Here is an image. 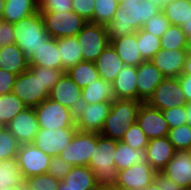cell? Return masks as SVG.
<instances>
[{
	"mask_svg": "<svg viewBox=\"0 0 191 190\" xmlns=\"http://www.w3.org/2000/svg\"><path fill=\"white\" fill-rule=\"evenodd\" d=\"M116 148V140L96 133V147L88 166L95 174L97 185H116L118 181V170L114 162Z\"/></svg>",
	"mask_w": 191,
	"mask_h": 190,
	"instance_id": "cell-1",
	"label": "cell"
},
{
	"mask_svg": "<svg viewBox=\"0 0 191 190\" xmlns=\"http://www.w3.org/2000/svg\"><path fill=\"white\" fill-rule=\"evenodd\" d=\"M15 44L29 60L48 38L40 11L13 23Z\"/></svg>",
	"mask_w": 191,
	"mask_h": 190,
	"instance_id": "cell-2",
	"label": "cell"
},
{
	"mask_svg": "<svg viewBox=\"0 0 191 190\" xmlns=\"http://www.w3.org/2000/svg\"><path fill=\"white\" fill-rule=\"evenodd\" d=\"M141 100L115 99L100 134L121 141L126 129L136 123Z\"/></svg>",
	"mask_w": 191,
	"mask_h": 190,
	"instance_id": "cell-3",
	"label": "cell"
},
{
	"mask_svg": "<svg viewBox=\"0 0 191 190\" xmlns=\"http://www.w3.org/2000/svg\"><path fill=\"white\" fill-rule=\"evenodd\" d=\"M12 93L26 107H36L49 97L50 91L41 81L39 66H28V69L17 75Z\"/></svg>",
	"mask_w": 191,
	"mask_h": 190,
	"instance_id": "cell-4",
	"label": "cell"
},
{
	"mask_svg": "<svg viewBox=\"0 0 191 190\" xmlns=\"http://www.w3.org/2000/svg\"><path fill=\"white\" fill-rule=\"evenodd\" d=\"M45 30L55 39L76 36L88 23L74 11H40Z\"/></svg>",
	"mask_w": 191,
	"mask_h": 190,
	"instance_id": "cell-5",
	"label": "cell"
},
{
	"mask_svg": "<svg viewBox=\"0 0 191 190\" xmlns=\"http://www.w3.org/2000/svg\"><path fill=\"white\" fill-rule=\"evenodd\" d=\"M38 124L43 129L76 127L75 112L49 97L34 107Z\"/></svg>",
	"mask_w": 191,
	"mask_h": 190,
	"instance_id": "cell-6",
	"label": "cell"
},
{
	"mask_svg": "<svg viewBox=\"0 0 191 190\" xmlns=\"http://www.w3.org/2000/svg\"><path fill=\"white\" fill-rule=\"evenodd\" d=\"M83 61L95 62L103 50L110 44L106 27L88 22L76 35Z\"/></svg>",
	"mask_w": 191,
	"mask_h": 190,
	"instance_id": "cell-7",
	"label": "cell"
},
{
	"mask_svg": "<svg viewBox=\"0 0 191 190\" xmlns=\"http://www.w3.org/2000/svg\"><path fill=\"white\" fill-rule=\"evenodd\" d=\"M96 147V133L76 131L70 144L59 154L72 166H88Z\"/></svg>",
	"mask_w": 191,
	"mask_h": 190,
	"instance_id": "cell-8",
	"label": "cell"
},
{
	"mask_svg": "<svg viewBox=\"0 0 191 190\" xmlns=\"http://www.w3.org/2000/svg\"><path fill=\"white\" fill-rule=\"evenodd\" d=\"M146 103L160 111L186 105L185 94L178 78L166 77L154 90Z\"/></svg>",
	"mask_w": 191,
	"mask_h": 190,
	"instance_id": "cell-9",
	"label": "cell"
},
{
	"mask_svg": "<svg viewBox=\"0 0 191 190\" xmlns=\"http://www.w3.org/2000/svg\"><path fill=\"white\" fill-rule=\"evenodd\" d=\"M112 102L81 104L75 112L78 131L100 133L110 112Z\"/></svg>",
	"mask_w": 191,
	"mask_h": 190,
	"instance_id": "cell-10",
	"label": "cell"
},
{
	"mask_svg": "<svg viewBox=\"0 0 191 190\" xmlns=\"http://www.w3.org/2000/svg\"><path fill=\"white\" fill-rule=\"evenodd\" d=\"M76 131V127L60 129L40 128L33 144L44 153L50 156H57L70 144Z\"/></svg>",
	"mask_w": 191,
	"mask_h": 190,
	"instance_id": "cell-11",
	"label": "cell"
},
{
	"mask_svg": "<svg viewBox=\"0 0 191 190\" xmlns=\"http://www.w3.org/2000/svg\"><path fill=\"white\" fill-rule=\"evenodd\" d=\"M17 163L23 178L47 173L51 156L38 149L33 143L21 144Z\"/></svg>",
	"mask_w": 191,
	"mask_h": 190,
	"instance_id": "cell-12",
	"label": "cell"
},
{
	"mask_svg": "<svg viewBox=\"0 0 191 190\" xmlns=\"http://www.w3.org/2000/svg\"><path fill=\"white\" fill-rule=\"evenodd\" d=\"M138 125L149 140L165 137L169 131V125L164 119L162 111L142 102L137 114Z\"/></svg>",
	"mask_w": 191,
	"mask_h": 190,
	"instance_id": "cell-13",
	"label": "cell"
},
{
	"mask_svg": "<svg viewBox=\"0 0 191 190\" xmlns=\"http://www.w3.org/2000/svg\"><path fill=\"white\" fill-rule=\"evenodd\" d=\"M20 144L33 143L40 130L34 108L26 107L6 126Z\"/></svg>",
	"mask_w": 191,
	"mask_h": 190,
	"instance_id": "cell-14",
	"label": "cell"
},
{
	"mask_svg": "<svg viewBox=\"0 0 191 190\" xmlns=\"http://www.w3.org/2000/svg\"><path fill=\"white\" fill-rule=\"evenodd\" d=\"M156 171L147 163L134 164L118 171L117 187H128L134 190H143L154 180Z\"/></svg>",
	"mask_w": 191,
	"mask_h": 190,
	"instance_id": "cell-15",
	"label": "cell"
},
{
	"mask_svg": "<svg viewBox=\"0 0 191 190\" xmlns=\"http://www.w3.org/2000/svg\"><path fill=\"white\" fill-rule=\"evenodd\" d=\"M49 98L76 112L82 104V89L64 73L50 91Z\"/></svg>",
	"mask_w": 191,
	"mask_h": 190,
	"instance_id": "cell-16",
	"label": "cell"
},
{
	"mask_svg": "<svg viewBox=\"0 0 191 190\" xmlns=\"http://www.w3.org/2000/svg\"><path fill=\"white\" fill-rule=\"evenodd\" d=\"M161 172L183 189L191 187V153L189 150L176 151L173 158Z\"/></svg>",
	"mask_w": 191,
	"mask_h": 190,
	"instance_id": "cell-17",
	"label": "cell"
},
{
	"mask_svg": "<svg viewBox=\"0 0 191 190\" xmlns=\"http://www.w3.org/2000/svg\"><path fill=\"white\" fill-rule=\"evenodd\" d=\"M165 78L151 60L143 61L137 67V100L146 102Z\"/></svg>",
	"mask_w": 191,
	"mask_h": 190,
	"instance_id": "cell-18",
	"label": "cell"
},
{
	"mask_svg": "<svg viewBox=\"0 0 191 190\" xmlns=\"http://www.w3.org/2000/svg\"><path fill=\"white\" fill-rule=\"evenodd\" d=\"M186 54L185 49H160L151 59V62L165 77L178 78L182 74Z\"/></svg>",
	"mask_w": 191,
	"mask_h": 190,
	"instance_id": "cell-19",
	"label": "cell"
},
{
	"mask_svg": "<svg viewBox=\"0 0 191 190\" xmlns=\"http://www.w3.org/2000/svg\"><path fill=\"white\" fill-rule=\"evenodd\" d=\"M96 177L89 166H72L70 172L60 180L58 189L62 190H94Z\"/></svg>",
	"mask_w": 191,
	"mask_h": 190,
	"instance_id": "cell-20",
	"label": "cell"
},
{
	"mask_svg": "<svg viewBox=\"0 0 191 190\" xmlns=\"http://www.w3.org/2000/svg\"><path fill=\"white\" fill-rule=\"evenodd\" d=\"M148 163L156 171H161L176 153L168 137L151 139L146 147Z\"/></svg>",
	"mask_w": 191,
	"mask_h": 190,
	"instance_id": "cell-21",
	"label": "cell"
},
{
	"mask_svg": "<svg viewBox=\"0 0 191 190\" xmlns=\"http://www.w3.org/2000/svg\"><path fill=\"white\" fill-rule=\"evenodd\" d=\"M29 66H39L63 71L58 39L48 38L28 60Z\"/></svg>",
	"mask_w": 191,
	"mask_h": 190,
	"instance_id": "cell-22",
	"label": "cell"
},
{
	"mask_svg": "<svg viewBox=\"0 0 191 190\" xmlns=\"http://www.w3.org/2000/svg\"><path fill=\"white\" fill-rule=\"evenodd\" d=\"M137 67L124 65L112 82L116 99L137 100Z\"/></svg>",
	"mask_w": 191,
	"mask_h": 190,
	"instance_id": "cell-23",
	"label": "cell"
},
{
	"mask_svg": "<svg viewBox=\"0 0 191 190\" xmlns=\"http://www.w3.org/2000/svg\"><path fill=\"white\" fill-rule=\"evenodd\" d=\"M110 44L116 50L124 65L138 67L145 61L138 49L137 32L113 39L110 41Z\"/></svg>",
	"mask_w": 191,
	"mask_h": 190,
	"instance_id": "cell-24",
	"label": "cell"
},
{
	"mask_svg": "<svg viewBox=\"0 0 191 190\" xmlns=\"http://www.w3.org/2000/svg\"><path fill=\"white\" fill-rule=\"evenodd\" d=\"M95 65L100 78L112 83L122 70L124 63L113 46L109 44L97 58Z\"/></svg>",
	"mask_w": 191,
	"mask_h": 190,
	"instance_id": "cell-25",
	"label": "cell"
},
{
	"mask_svg": "<svg viewBox=\"0 0 191 190\" xmlns=\"http://www.w3.org/2000/svg\"><path fill=\"white\" fill-rule=\"evenodd\" d=\"M28 59L15 44L0 47V69L19 75L28 69Z\"/></svg>",
	"mask_w": 191,
	"mask_h": 190,
	"instance_id": "cell-26",
	"label": "cell"
},
{
	"mask_svg": "<svg viewBox=\"0 0 191 190\" xmlns=\"http://www.w3.org/2000/svg\"><path fill=\"white\" fill-rule=\"evenodd\" d=\"M116 99L111 82L97 79L82 89V104L112 102Z\"/></svg>",
	"mask_w": 191,
	"mask_h": 190,
	"instance_id": "cell-27",
	"label": "cell"
},
{
	"mask_svg": "<svg viewBox=\"0 0 191 190\" xmlns=\"http://www.w3.org/2000/svg\"><path fill=\"white\" fill-rule=\"evenodd\" d=\"M120 5L131 10L132 27L137 32L154 15L161 11V8L150 0H141L140 2L127 3L120 1Z\"/></svg>",
	"mask_w": 191,
	"mask_h": 190,
	"instance_id": "cell-28",
	"label": "cell"
},
{
	"mask_svg": "<svg viewBox=\"0 0 191 190\" xmlns=\"http://www.w3.org/2000/svg\"><path fill=\"white\" fill-rule=\"evenodd\" d=\"M105 27L110 41L121 36L136 33L132 27L131 10L121 5L114 13L112 20Z\"/></svg>",
	"mask_w": 191,
	"mask_h": 190,
	"instance_id": "cell-29",
	"label": "cell"
},
{
	"mask_svg": "<svg viewBox=\"0 0 191 190\" xmlns=\"http://www.w3.org/2000/svg\"><path fill=\"white\" fill-rule=\"evenodd\" d=\"M114 162L118 171L126 169L134 164L147 163L148 152L146 149L134 150L126 143L117 141Z\"/></svg>",
	"mask_w": 191,
	"mask_h": 190,
	"instance_id": "cell-30",
	"label": "cell"
},
{
	"mask_svg": "<svg viewBox=\"0 0 191 190\" xmlns=\"http://www.w3.org/2000/svg\"><path fill=\"white\" fill-rule=\"evenodd\" d=\"M39 10L32 0H5L2 20L15 23Z\"/></svg>",
	"mask_w": 191,
	"mask_h": 190,
	"instance_id": "cell-31",
	"label": "cell"
},
{
	"mask_svg": "<svg viewBox=\"0 0 191 190\" xmlns=\"http://www.w3.org/2000/svg\"><path fill=\"white\" fill-rule=\"evenodd\" d=\"M58 49L60 51L64 72L83 61L80 45L76 36L59 38Z\"/></svg>",
	"mask_w": 191,
	"mask_h": 190,
	"instance_id": "cell-32",
	"label": "cell"
},
{
	"mask_svg": "<svg viewBox=\"0 0 191 190\" xmlns=\"http://www.w3.org/2000/svg\"><path fill=\"white\" fill-rule=\"evenodd\" d=\"M81 89L100 78L95 62L82 61L65 72Z\"/></svg>",
	"mask_w": 191,
	"mask_h": 190,
	"instance_id": "cell-33",
	"label": "cell"
},
{
	"mask_svg": "<svg viewBox=\"0 0 191 190\" xmlns=\"http://www.w3.org/2000/svg\"><path fill=\"white\" fill-rule=\"evenodd\" d=\"M24 178L17 159L0 161V189L5 187H23Z\"/></svg>",
	"mask_w": 191,
	"mask_h": 190,
	"instance_id": "cell-34",
	"label": "cell"
},
{
	"mask_svg": "<svg viewBox=\"0 0 191 190\" xmlns=\"http://www.w3.org/2000/svg\"><path fill=\"white\" fill-rule=\"evenodd\" d=\"M170 24L181 26L191 13V0H171L161 9Z\"/></svg>",
	"mask_w": 191,
	"mask_h": 190,
	"instance_id": "cell-35",
	"label": "cell"
},
{
	"mask_svg": "<svg viewBox=\"0 0 191 190\" xmlns=\"http://www.w3.org/2000/svg\"><path fill=\"white\" fill-rule=\"evenodd\" d=\"M25 108L23 102L12 92L0 95V125L6 127Z\"/></svg>",
	"mask_w": 191,
	"mask_h": 190,
	"instance_id": "cell-36",
	"label": "cell"
},
{
	"mask_svg": "<svg viewBox=\"0 0 191 190\" xmlns=\"http://www.w3.org/2000/svg\"><path fill=\"white\" fill-rule=\"evenodd\" d=\"M186 42L187 36L181 29V26L172 24L160 37L161 49L164 50L185 49Z\"/></svg>",
	"mask_w": 191,
	"mask_h": 190,
	"instance_id": "cell-37",
	"label": "cell"
},
{
	"mask_svg": "<svg viewBox=\"0 0 191 190\" xmlns=\"http://www.w3.org/2000/svg\"><path fill=\"white\" fill-rule=\"evenodd\" d=\"M137 44L142 58L151 60L161 49L160 38L156 35L144 31L142 28L137 31Z\"/></svg>",
	"mask_w": 191,
	"mask_h": 190,
	"instance_id": "cell-38",
	"label": "cell"
},
{
	"mask_svg": "<svg viewBox=\"0 0 191 190\" xmlns=\"http://www.w3.org/2000/svg\"><path fill=\"white\" fill-rule=\"evenodd\" d=\"M93 23L108 24L120 6L119 0H94Z\"/></svg>",
	"mask_w": 191,
	"mask_h": 190,
	"instance_id": "cell-39",
	"label": "cell"
},
{
	"mask_svg": "<svg viewBox=\"0 0 191 190\" xmlns=\"http://www.w3.org/2000/svg\"><path fill=\"white\" fill-rule=\"evenodd\" d=\"M60 180L48 173L24 179V190H58Z\"/></svg>",
	"mask_w": 191,
	"mask_h": 190,
	"instance_id": "cell-40",
	"label": "cell"
},
{
	"mask_svg": "<svg viewBox=\"0 0 191 190\" xmlns=\"http://www.w3.org/2000/svg\"><path fill=\"white\" fill-rule=\"evenodd\" d=\"M20 145L6 127L0 128V161L16 158Z\"/></svg>",
	"mask_w": 191,
	"mask_h": 190,
	"instance_id": "cell-41",
	"label": "cell"
},
{
	"mask_svg": "<svg viewBox=\"0 0 191 190\" xmlns=\"http://www.w3.org/2000/svg\"><path fill=\"white\" fill-rule=\"evenodd\" d=\"M167 137L177 151L191 148V127L188 124L169 129Z\"/></svg>",
	"mask_w": 191,
	"mask_h": 190,
	"instance_id": "cell-42",
	"label": "cell"
},
{
	"mask_svg": "<svg viewBox=\"0 0 191 190\" xmlns=\"http://www.w3.org/2000/svg\"><path fill=\"white\" fill-rule=\"evenodd\" d=\"M121 141L126 143L134 150H137L146 149L149 139L142 131L138 123H134L126 129V132Z\"/></svg>",
	"mask_w": 191,
	"mask_h": 190,
	"instance_id": "cell-43",
	"label": "cell"
},
{
	"mask_svg": "<svg viewBox=\"0 0 191 190\" xmlns=\"http://www.w3.org/2000/svg\"><path fill=\"white\" fill-rule=\"evenodd\" d=\"M169 20L166 18L162 10L151 17L142 27L144 31L158 36L159 38L170 26Z\"/></svg>",
	"mask_w": 191,
	"mask_h": 190,
	"instance_id": "cell-44",
	"label": "cell"
},
{
	"mask_svg": "<svg viewBox=\"0 0 191 190\" xmlns=\"http://www.w3.org/2000/svg\"><path fill=\"white\" fill-rule=\"evenodd\" d=\"M162 114L169 125V129L187 124L185 106H175L174 108L163 110Z\"/></svg>",
	"mask_w": 191,
	"mask_h": 190,
	"instance_id": "cell-45",
	"label": "cell"
},
{
	"mask_svg": "<svg viewBox=\"0 0 191 190\" xmlns=\"http://www.w3.org/2000/svg\"><path fill=\"white\" fill-rule=\"evenodd\" d=\"M71 167L72 165L66 163L60 155L51 156L47 173L62 180L70 172Z\"/></svg>",
	"mask_w": 191,
	"mask_h": 190,
	"instance_id": "cell-46",
	"label": "cell"
},
{
	"mask_svg": "<svg viewBox=\"0 0 191 190\" xmlns=\"http://www.w3.org/2000/svg\"><path fill=\"white\" fill-rule=\"evenodd\" d=\"M94 0H72V11L93 23Z\"/></svg>",
	"mask_w": 191,
	"mask_h": 190,
	"instance_id": "cell-47",
	"label": "cell"
},
{
	"mask_svg": "<svg viewBox=\"0 0 191 190\" xmlns=\"http://www.w3.org/2000/svg\"><path fill=\"white\" fill-rule=\"evenodd\" d=\"M41 81L43 85L51 91L52 88L57 84L61 76L65 73L62 70L40 67Z\"/></svg>",
	"mask_w": 191,
	"mask_h": 190,
	"instance_id": "cell-48",
	"label": "cell"
},
{
	"mask_svg": "<svg viewBox=\"0 0 191 190\" xmlns=\"http://www.w3.org/2000/svg\"><path fill=\"white\" fill-rule=\"evenodd\" d=\"M39 11H72V0H45L39 7Z\"/></svg>",
	"mask_w": 191,
	"mask_h": 190,
	"instance_id": "cell-49",
	"label": "cell"
},
{
	"mask_svg": "<svg viewBox=\"0 0 191 190\" xmlns=\"http://www.w3.org/2000/svg\"><path fill=\"white\" fill-rule=\"evenodd\" d=\"M15 42L13 23L0 20V47Z\"/></svg>",
	"mask_w": 191,
	"mask_h": 190,
	"instance_id": "cell-50",
	"label": "cell"
},
{
	"mask_svg": "<svg viewBox=\"0 0 191 190\" xmlns=\"http://www.w3.org/2000/svg\"><path fill=\"white\" fill-rule=\"evenodd\" d=\"M17 75L0 69V95L12 92Z\"/></svg>",
	"mask_w": 191,
	"mask_h": 190,
	"instance_id": "cell-51",
	"label": "cell"
},
{
	"mask_svg": "<svg viewBox=\"0 0 191 190\" xmlns=\"http://www.w3.org/2000/svg\"><path fill=\"white\" fill-rule=\"evenodd\" d=\"M153 182L160 190H185L165 176L161 171L156 172Z\"/></svg>",
	"mask_w": 191,
	"mask_h": 190,
	"instance_id": "cell-52",
	"label": "cell"
},
{
	"mask_svg": "<svg viewBox=\"0 0 191 190\" xmlns=\"http://www.w3.org/2000/svg\"><path fill=\"white\" fill-rule=\"evenodd\" d=\"M178 79L185 94L186 102L191 103V75L181 74Z\"/></svg>",
	"mask_w": 191,
	"mask_h": 190,
	"instance_id": "cell-53",
	"label": "cell"
},
{
	"mask_svg": "<svg viewBox=\"0 0 191 190\" xmlns=\"http://www.w3.org/2000/svg\"><path fill=\"white\" fill-rule=\"evenodd\" d=\"M181 29L184 31L186 34L187 38H191V13L190 16L188 17L187 21L181 25Z\"/></svg>",
	"mask_w": 191,
	"mask_h": 190,
	"instance_id": "cell-54",
	"label": "cell"
},
{
	"mask_svg": "<svg viewBox=\"0 0 191 190\" xmlns=\"http://www.w3.org/2000/svg\"><path fill=\"white\" fill-rule=\"evenodd\" d=\"M182 74L191 75V54H186V60Z\"/></svg>",
	"mask_w": 191,
	"mask_h": 190,
	"instance_id": "cell-55",
	"label": "cell"
},
{
	"mask_svg": "<svg viewBox=\"0 0 191 190\" xmlns=\"http://www.w3.org/2000/svg\"><path fill=\"white\" fill-rule=\"evenodd\" d=\"M94 190H118L116 185H97Z\"/></svg>",
	"mask_w": 191,
	"mask_h": 190,
	"instance_id": "cell-56",
	"label": "cell"
},
{
	"mask_svg": "<svg viewBox=\"0 0 191 190\" xmlns=\"http://www.w3.org/2000/svg\"><path fill=\"white\" fill-rule=\"evenodd\" d=\"M185 109L187 113V124L191 127V103H186Z\"/></svg>",
	"mask_w": 191,
	"mask_h": 190,
	"instance_id": "cell-57",
	"label": "cell"
},
{
	"mask_svg": "<svg viewBox=\"0 0 191 190\" xmlns=\"http://www.w3.org/2000/svg\"><path fill=\"white\" fill-rule=\"evenodd\" d=\"M150 1L153 2L155 5H157L158 7H160L162 9L163 6L166 3H169L171 0H150Z\"/></svg>",
	"mask_w": 191,
	"mask_h": 190,
	"instance_id": "cell-58",
	"label": "cell"
},
{
	"mask_svg": "<svg viewBox=\"0 0 191 190\" xmlns=\"http://www.w3.org/2000/svg\"><path fill=\"white\" fill-rule=\"evenodd\" d=\"M185 51L187 54H191V38H187Z\"/></svg>",
	"mask_w": 191,
	"mask_h": 190,
	"instance_id": "cell-59",
	"label": "cell"
},
{
	"mask_svg": "<svg viewBox=\"0 0 191 190\" xmlns=\"http://www.w3.org/2000/svg\"><path fill=\"white\" fill-rule=\"evenodd\" d=\"M143 190H160V189L157 187V185L154 182H152L147 187H145Z\"/></svg>",
	"mask_w": 191,
	"mask_h": 190,
	"instance_id": "cell-60",
	"label": "cell"
},
{
	"mask_svg": "<svg viewBox=\"0 0 191 190\" xmlns=\"http://www.w3.org/2000/svg\"><path fill=\"white\" fill-rule=\"evenodd\" d=\"M4 6H5V0H0V20H2Z\"/></svg>",
	"mask_w": 191,
	"mask_h": 190,
	"instance_id": "cell-61",
	"label": "cell"
},
{
	"mask_svg": "<svg viewBox=\"0 0 191 190\" xmlns=\"http://www.w3.org/2000/svg\"><path fill=\"white\" fill-rule=\"evenodd\" d=\"M2 190H24V187H5Z\"/></svg>",
	"mask_w": 191,
	"mask_h": 190,
	"instance_id": "cell-62",
	"label": "cell"
},
{
	"mask_svg": "<svg viewBox=\"0 0 191 190\" xmlns=\"http://www.w3.org/2000/svg\"><path fill=\"white\" fill-rule=\"evenodd\" d=\"M39 8L45 0H32Z\"/></svg>",
	"mask_w": 191,
	"mask_h": 190,
	"instance_id": "cell-63",
	"label": "cell"
},
{
	"mask_svg": "<svg viewBox=\"0 0 191 190\" xmlns=\"http://www.w3.org/2000/svg\"><path fill=\"white\" fill-rule=\"evenodd\" d=\"M119 1H127V3L140 2L141 0H119Z\"/></svg>",
	"mask_w": 191,
	"mask_h": 190,
	"instance_id": "cell-64",
	"label": "cell"
},
{
	"mask_svg": "<svg viewBox=\"0 0 191 190\" xmlns=\"http://www.w3.org/2000/svg\"><path fill=\"white\" fill-rule=\"evenodd\" d=\"M118 190H134V189H131V188H128V187H117Z\"/></svg>",
	"mask_w": 191,
	"mask_h": 190,
	"instance_id": "cell-65",
	"label": "cell"
}]
</instances>
